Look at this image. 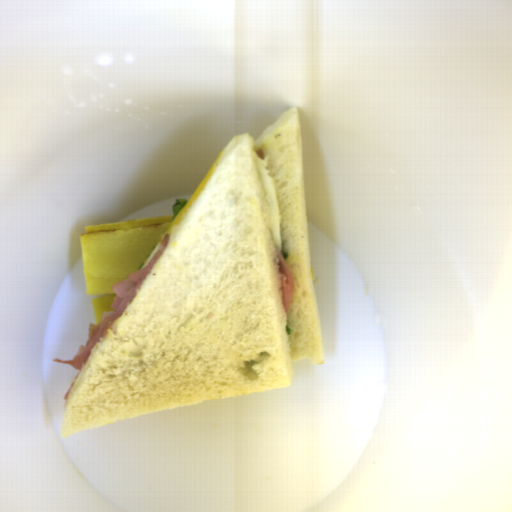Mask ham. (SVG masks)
I'll use <instances>...</instances> for the list:
<instances>
[{
    "label": "ham",
    "instance_id": "ham-1",
    "mask_svg": "<svg viewBox=\"0 0 512 512\" xmlns=\"http://www.w3.org/2000/svg\"><path fill=\"white\" fill-rule=\"evenodd\" d=\"M169 238L170 235L168 233L163 238L156 253L148 264L137 271L128 273L124 280L117 281L112 285L111 288L114 292V298L110 308L113 310H103L102 318L98 325H95L93 322L89 323L87 327L88 339L85 344L81 343L79 345L75 357L72 360H65L62 358L52 360L62 364L71 365L75 370H78L74 380L70 384L63 398H69L83 367L85 366L97 343L111 331L114 323L132 303L136 293L145 281L146 277L164 253L169 243Z\"/></svg>",
    "mask_w": 512,
    "mask_h": 512
},
{
    "label": "ham",
    "instance_id": "ham-2",
    "mask_svg": "<svg viewBox=\"0 0 512 512\" xmlns=\"http://www.w3.org/2000/svg\"><path fill=\"white\" fill-rule=\"evenodd\" d=\"M276 256H277V264H278V272L280 279V290H281V300L283 304V308L287 313L292 302L293 295V286L294 279L292 271L285 260L281 250L275 244Z\"/></svg>",
    "mask_w": 512,
    "mask_h": 512
},
{
    "label": "ham",
    "instance_id": "ham-3",
    "mask_svg": "<svg viewBox=\"0 0 512 512\" xmlns=\"http://www.w3.org/2000/svg\"><path fill=\"white\" fill-rule=\"evenodd\" d=\"M255 153L259 159H263V160L265 159V153L262 148L255 150Z\"/></svg>",
    "mask_w": 512,
    "mask_h": 512
}]
</instances>
